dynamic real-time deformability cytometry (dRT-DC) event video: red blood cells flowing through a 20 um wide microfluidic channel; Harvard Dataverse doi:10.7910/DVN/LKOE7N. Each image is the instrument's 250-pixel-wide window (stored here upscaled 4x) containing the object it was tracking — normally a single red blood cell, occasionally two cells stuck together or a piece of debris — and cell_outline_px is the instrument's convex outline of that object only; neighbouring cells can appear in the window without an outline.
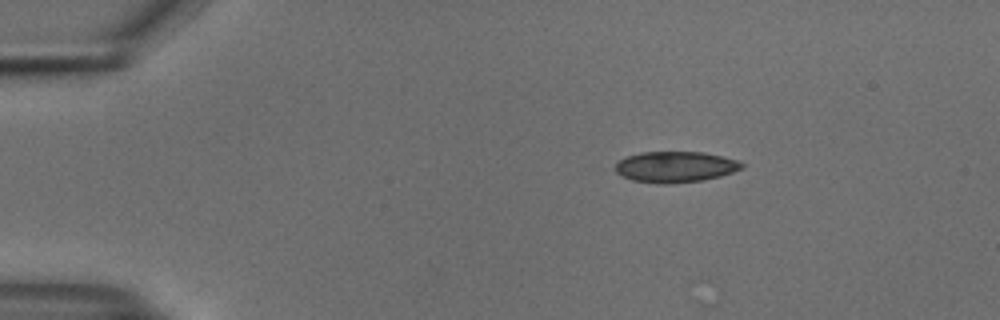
{"species": "common noctule bat (a hibernating species)", "species_latin": "Nyctalus noctula", "temperature_condition": "cold", "stored_images_in_passage": 46, "camera_frame_rate_fps": 3000, "um_per_image_px": 0.085, "animal": {"sex": "male", "body_mass_g": 18.8}, "frame": {"image": 1, "passage_image": 1, "time_ms": 0.0, "image_size_px": [1000, 320], "cell_outline_px": [[744, 168], [720, 176], [704, 180], [668, 184], [656, 184], [632, 180], [616, 172], [616, 164], [620, 160], [628, 156], [640, 152], [704, 152], [736, 160], [744, 164]], "centroid_in_image_um": [57.41, 14.19], "position_along_channel_um": 27.6, "area_um2": 22.72}}
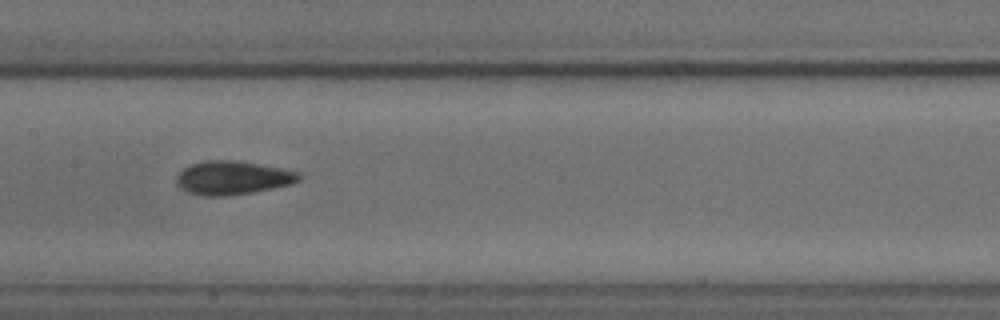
{"frame": {"image": 2, "passage_image": 19, "time_ms": 6.0, "image_size_px": [1000, 320], "cell_outline_px": [[300, 180], [292, 184], [252, 192], [228, 196], [200, 196], [188, 192], [180, 188], [176, 184], [176, 176], [184, 168], [192, 164], [208, 160], [236, 160], [280, 168], [300, 172]], "centroid_in_image_um": [19.75, 15.12], "position_along_channel_um": 187.6, "area_um2": 23.99}}
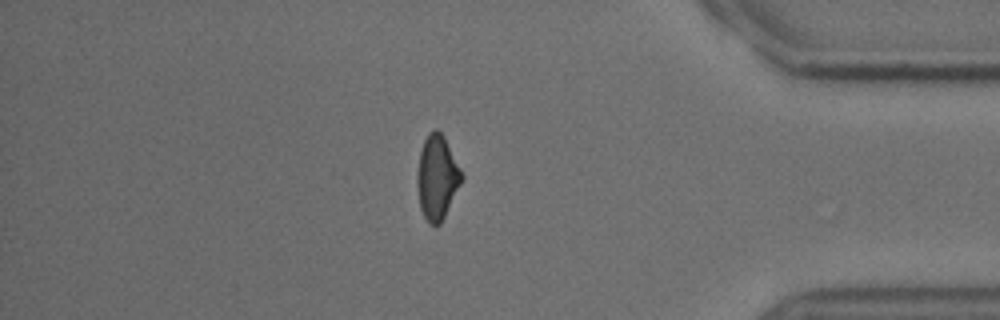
{"frame": {"image": 3, "passage_image": 38, "time_ms": 12.333, "image_size_px": [1000, 320], "cell_outline_px": [[464, 180], [440, 224], [428, 224], [420, 208], [416, 184], [416, 176], [420, 152], [424, 140], [428, 132], [436, 128], [444, 136], [464, 176]], "centroid_in_image_um": [37.15, 15.08], "position_along_channel_um": 398.0, "area_um2": 22.02}, "authors_computed_cell_mechanics": {"area_um2": 22.8599, "velocity_mm_per_s": 3.7624, "shape_relaxation_time_tau1_ms": 6.0115, "shape_relaxation_time_tau2_ms": 3.4829, "deformation_change_tau1": 0.1152, "deformation_change_tau2": 0.07}}